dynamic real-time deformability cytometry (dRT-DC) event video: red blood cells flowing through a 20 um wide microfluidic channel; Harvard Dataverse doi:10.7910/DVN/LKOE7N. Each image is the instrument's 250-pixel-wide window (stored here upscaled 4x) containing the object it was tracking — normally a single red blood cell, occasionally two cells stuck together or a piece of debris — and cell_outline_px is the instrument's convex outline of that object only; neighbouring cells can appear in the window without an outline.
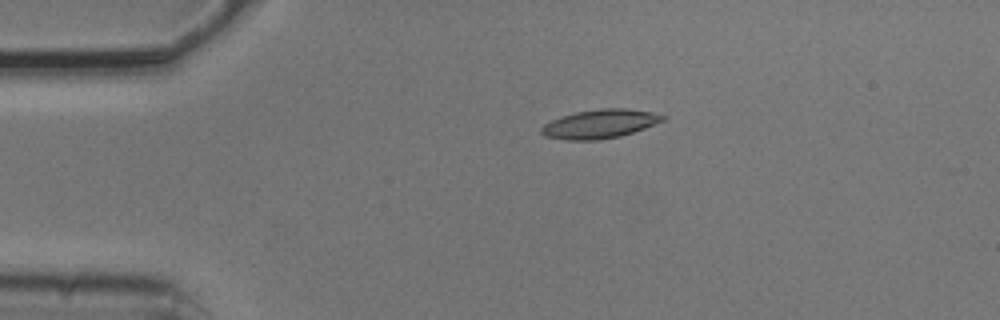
{"species": "common noctule bat (a hibernating species)", "species_latin": "Nyctalus noctula", "temperature_condition": "cold", "stored_images_in_passage": 4, "camera_frame_rate_fps": 3000, "um_per_image_px": 0.085, "animal": {"sex": "male", "body_mass_g": 20.5, "forearm_length_mm": 52.5}, "frame": {"image": 1, "passage_image": 3, "time_ms": 0.667, "image_size_px": [1000, 320], "cell_outline_px": [[668, 116], [664, 120], [644, 128], [620, 136], [600, 140], [564, 140], [544, 136], [540, 132], [540, 128], [544, 124], [552, 120], [576, 112], [600, 108], [624, 108], [652, 112]], "centroid_in_image_um": [50.98, 10.54], "position_along_channel_um": 34.0, "area_um2": 20.35}}